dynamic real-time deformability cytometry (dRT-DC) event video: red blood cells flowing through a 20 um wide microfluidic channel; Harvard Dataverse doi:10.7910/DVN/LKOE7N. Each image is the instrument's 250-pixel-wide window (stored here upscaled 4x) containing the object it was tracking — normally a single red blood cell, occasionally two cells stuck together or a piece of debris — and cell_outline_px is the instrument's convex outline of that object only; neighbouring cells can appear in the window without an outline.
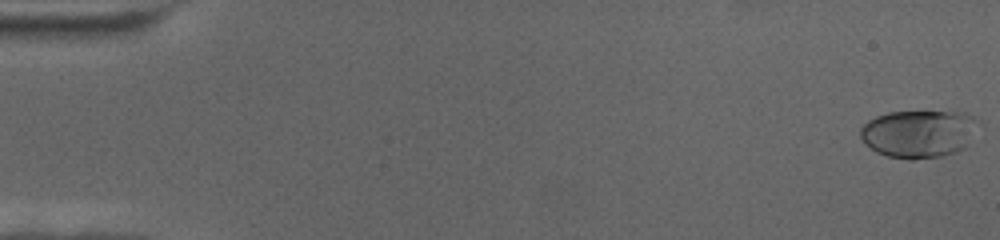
{"species": "human", "species_latin": "Homo sapiens", "temperature_condition": "cold", "stored_images_in_passage": 69, "camera_frame_rate_fps": 3000, "um_per_image_px": 0.085, "donor": {"sex": "female"}, "frame": {"image": 1, "passage_image": 1, "time_ms": 0.0, "image_size_px": [1000, 240], "cell_outline_px": [[984, 124], [964, 148], [956, 152], [944, 156], [912, 160], [908, 160], [888, 156], [876, 152], [860, 136], [860, 128], [868, 120], [876, 116], [888, 112], [964, 112], [980, 120]], "centroid_in_image_um": [78.18, 11.36], "position_along_channel_um": 6.8, "area_um2": 33.35}}
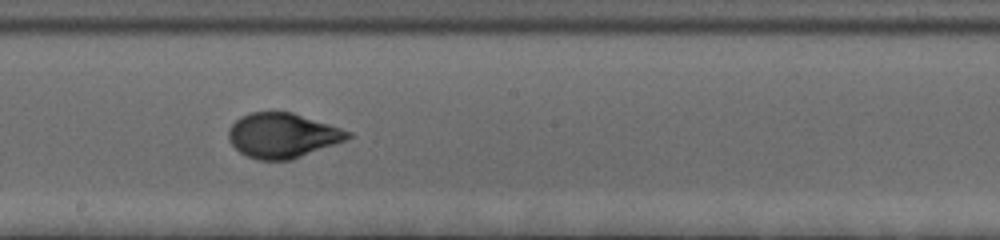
{"frame": {"image": 2, "passage_image": 39, "time_ms": 12.667, "image_size_px": [1000, 240], "cell_outline_px": [[352, 136], [344, 140], [292, 160], [256, 160], [240, 152], [228, 140], [228, 128], [240, 116], [252, 112], [292, 112], [352, 132]], "centroid_in_image_um": [23.97, 11.51], "position_along_channel_um": 224.2, "area_um2": 30.92}}
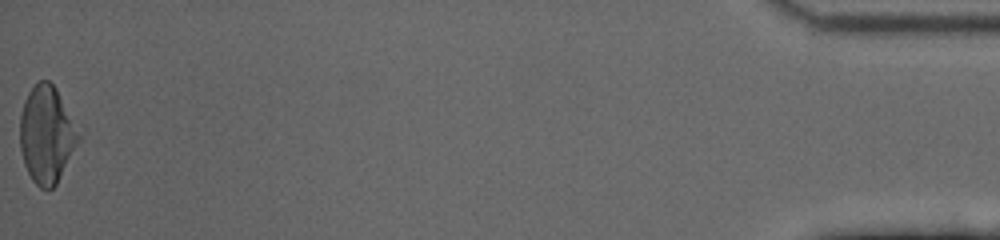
{"frame": {"image": 3, "passage_image": 69, "time_ms": 22.667, "image_size_px": [1000, 240], "cell_outline_px": [[80, 140], [56, 184], [52, 188], [40, 188], [32, 180], [24, 164], [20, 148], [20, 116], [24, 100], [28, 92], [40, 80], [48, 80], [56, 88], [80, 136]], "centroid_in_image_um": [3.94, 11.45], "position_along_channel_um": 431.3, "area_um2": 32.6}}